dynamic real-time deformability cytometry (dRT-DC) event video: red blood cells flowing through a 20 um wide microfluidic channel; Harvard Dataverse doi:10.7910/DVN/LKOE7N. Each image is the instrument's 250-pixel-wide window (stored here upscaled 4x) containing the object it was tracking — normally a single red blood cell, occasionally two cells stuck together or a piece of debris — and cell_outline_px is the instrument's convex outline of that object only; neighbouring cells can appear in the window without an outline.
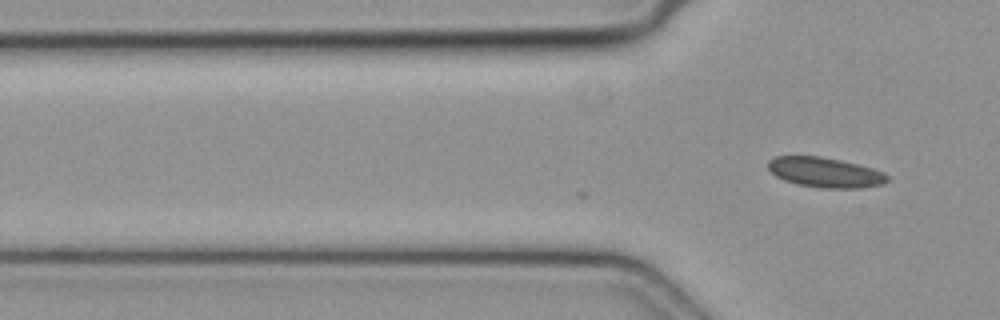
{"species": "common noctule bat (a hibernating species)", "species_latin": "Nyctalus noctula", "temperature_condition": "cold", "stored_images_in_passage": 2, "camera_frame_rate_fps": 3000, "um_per_image_px": 0.085, "animal": {"sex": "female", "body_mass_g": 19.3, "forearm_length_mm": 54.1}, "frame": {"image": 1, "passage_image": 2, "time_ms": 0.333, "image_size_px": [1000, 320], "cell_outline_px": [[888, 180], [884, 184], [860, 188], [820, 188], [796, 184], [784, 180], [776, 176], [768, 168], [768, 160], [776, 156], [820, 156], [840, 160], [872, 168], [884, 172], [888, 176]], "centroid_in_image_um": [70.13, 14.66], "position_along_channel_um": 55.7, "area_um2": 20.87}}